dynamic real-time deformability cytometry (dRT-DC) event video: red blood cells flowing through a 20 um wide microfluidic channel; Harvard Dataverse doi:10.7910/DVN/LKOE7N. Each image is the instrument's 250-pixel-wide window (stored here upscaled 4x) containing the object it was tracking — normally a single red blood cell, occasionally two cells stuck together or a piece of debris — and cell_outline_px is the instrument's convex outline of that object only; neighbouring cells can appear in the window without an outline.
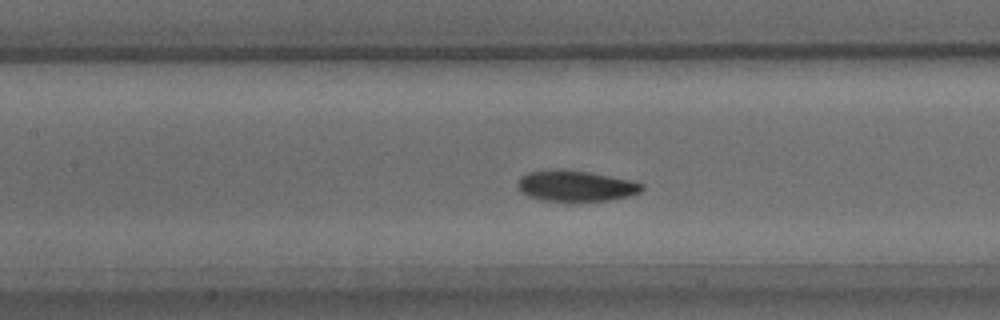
{"species": "common noctule bat (a hibernating species)", "species_latin": "Nyctalus noctula", "temperature_condition": "warm", "stored_images_in_passage": 39, "camera_frame_rate_fps": 3000, "um_per_image_px": 0.085, "animal": {"sex": "male", "body_mass_g": 15.6}, "frame": {"image": 1, "passage_image": 15, "time_ms": 4.667, "image_size_px": [1000, 320], "cell_outline_px": [[644, 188], [640, 192], [628, 196], [612, 200], [540, 200], [528, 196], [520, 192], [516, 188], [516, 184], [520, 176], [528, 172], [552, 168], [564, 168], [592, 172], [632, 180], [644, 184]], "centroid_in_image_um": [48.9, 15.76], "position_along_channel_um": 158.5, "area_um2": 22.77}}
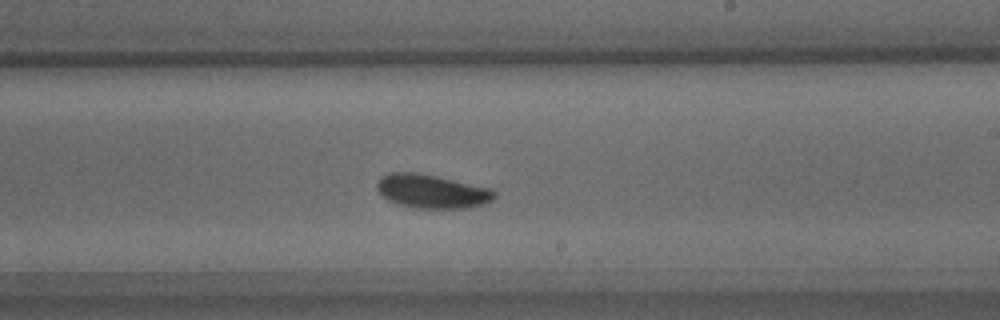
{"frame": {"image": 2, "passage_image": 21, "time_ms": 6.667, "image_size_px": [1000, 320], "cell_outline_px": [[496, 196], [492, 200], [484, 204], [468, 208], [416, 208], [400, 204], [388, 200], [376, 188], [376, 184], [380, 176], [388, 172], [416, 172], [436, 176], [492, 188], [496, 192]], "centroid_in_image_um": [36.72, 16.25], "position_along_channel_um": 252.3, "area_um2": 23.18}}
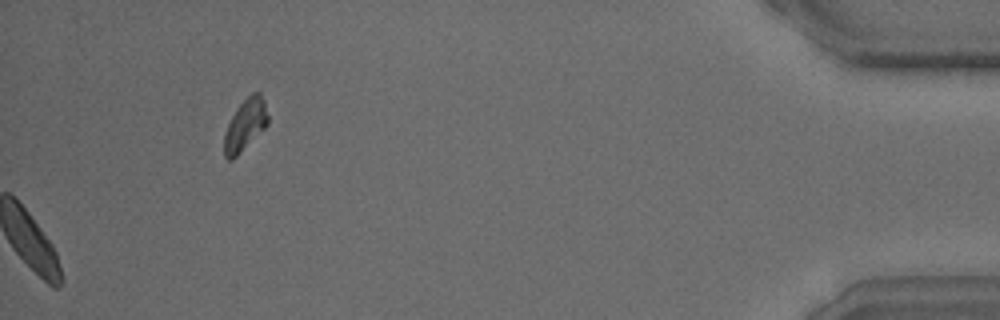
{"frame": {"image": 3, "passage_image": 39, "time_ms": 12.667, "image_size_px": [1000, 320], "cell_outline_px": [[268, 124], [232, 160], [228, 160], [224, 156], [224, 136], [228, 124], [236, 108], [252, 92], [260, 92], [264, 100], [268, 116]], "centroid_in_image_um": [20.84, 10.6], "position_along_channel_um": 414.4, "area_um2": 12.89}}